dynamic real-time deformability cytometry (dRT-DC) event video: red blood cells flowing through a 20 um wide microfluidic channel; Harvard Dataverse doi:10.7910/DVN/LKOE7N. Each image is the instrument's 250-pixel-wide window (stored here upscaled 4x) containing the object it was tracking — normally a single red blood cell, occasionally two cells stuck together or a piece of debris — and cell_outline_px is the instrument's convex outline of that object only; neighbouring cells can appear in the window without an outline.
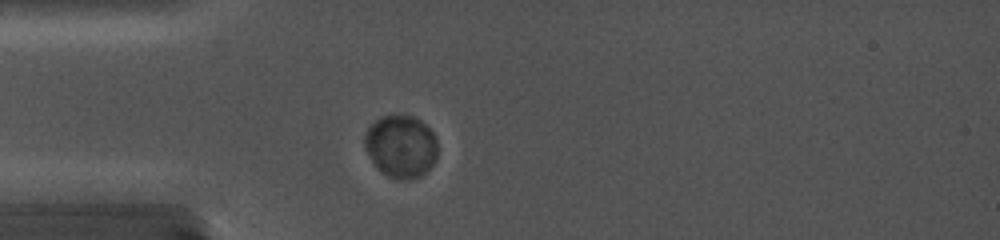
{"species": "common noctule bat (a hibernating species)", "species_latin": "Nyctalus noctula", "temperature_condition": "cold", "stored_images_in_passage": 61, "camera_frame_rate_fps": 5000, "um_per_image_px": 0.085, "animal": {"sex": "female", "body_mass_g": 19.0, "forearm_length_mm": 56.7}, "frame": {"image": 1, "passage_image": 1, "time_ms": 0.0, "image_size_px": [1000, 240], "cell_outline_px": [[436, 160], [420, 176], [408, 180], [400, 180], [388, 176], [372, 160], [364, 148], [364, 136], [368, 128], [380, 116], [392, 112], [412, 116], [420, 120], [432, 132], [436, 140]], "centroid_in_image_um": [34.06, 12.39], "position_along_channel_um": 50.9, "area_um2": 26.59}}
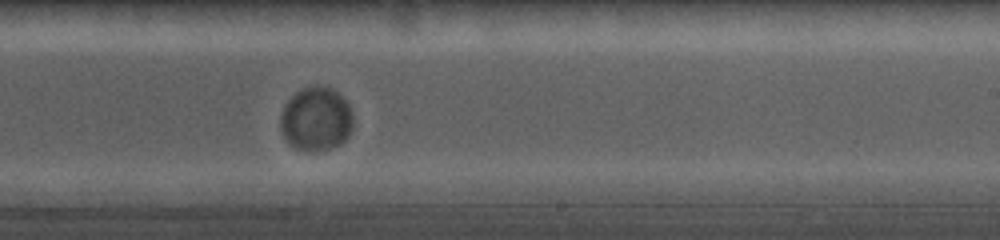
{"frame": {"image": 2, "passage_image": 31, "time_ms": 6.0, "image_size_px": [1000, 240], "cell_outline_px": [[352, 128], [348, 136], [340, 144], [328, 148], [312, 152], [308, 152], [296, 148], [288, 144], [280, 132], [280, 116], [284, 108], [292, 96], [308, 88], [328, 88], [340, 96], [344, 100], [352, 116]], "centroid_in_image_um": [26.83, 10.21], "position_along_channel_um": 262.2, "area_um2": 26.18}}
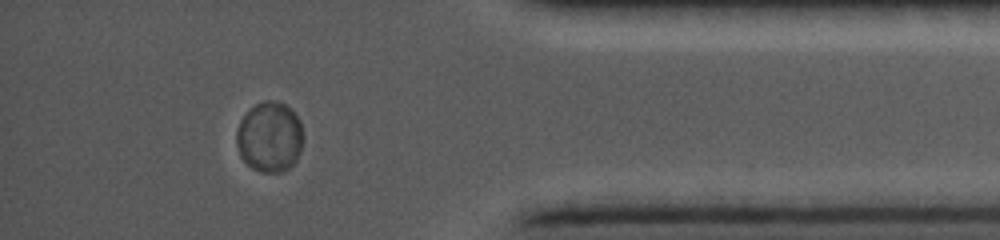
{"frame": {"image": 3, "passage_image": 53, "time_ms": 10.4, "image_size_px": [1000, 240], "cell_outline_px": [[304, 136], [300, 152], [296, 160], [288, 168], [280, 172], [264, 172], [252, 168], [240, 156], [236, 144], [236, 128], [240, 120], [256, 104], [264, 100], [268, 100], [284, 104], [300, 120]], "centroid_in_image_um": [22.92, 11.65], "position_along_channel_um": 412.3, "area_um2": 27.22}}